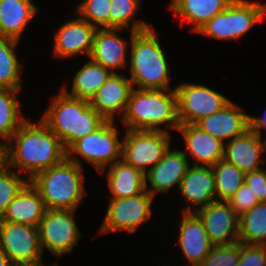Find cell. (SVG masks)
<instances>
[{"label": "cell", "instance_id": "1", "mask_svg": "<svg viewBox=\"0 0 266 266\" xmlns=\"http://www.w3.org/2000/svg\"><path fill=\"white\" fill-rule=\"evenodd\" d=\"M4 157L9 168L25 171L31 180L38 172L61 163L66 158V150L60 138L41 119L38 125L27 119L5 143Z\"/></svg>", "mask_w": 266, "mask_h": 266}, {"label": "cell", "instance_id": "2", "mask_svg": "<svg viewBox=\"0 0 266 266\" xmlns=\"http://www.w3.org/2000/svg\"><path fill=\"white\" fill-rule=\"evenodd\" d=\"M121 121L127 130L167 132L160 125L177 130L180 123L175 88L174 90L133 88Z\"/></svg>", "mask_w": 266, "mask_h": 266}, {"label": "cell", "instance_id": "3", "mask_svg": "<svg viewBox=\"0 0 266 266\" xmlns=\"http://www.w3.org/2000/svg\"><path fill=\"white\" fill-rule=\"evenodd\" d=\"M52 101L40 119L60 138L65 150L107 121L89 101L69 96L62 89Z\"/></svg>", "mask_w": 266, "mask_h": 266}, {"label": "cell", "instance_id": "4", "mask_svg": "<svg viewBox=\"0 0 266 266\" xmlns=\"http://www.w3.org/2000/svg\"><path fill=\"white\" fill-rule=\"evenodd\" d=\"M152 27L131 31L130 80L139 89H169V65Z\"/></svg>", "mask_w": 266, "mask_h": 266}, {"label": "cell", "instance_id": "5", "mask_svg": "<svg viewBox=\"0 0 266 266\" xmlns=\"http://www.w3.org/2000/svg\"><path fill=\"white\" fill-rule=\"evenodd\" d=\"M82 166L65 158L38 172L31 184L39 191L48 210H76L85 195Z\"/></svg>", "mask_w": 266, "mask_h": 266}, {"label": "cell", "instance_id": "6", "mask_svg": "<svg viewBox=\"0 0 266 266\" xmlns=\"http://www.w3.org/2000/svg\"><path fill=\"white\" fill-rule=\"evenodd\" d=\"M265 13V4L234 0L224 11L203 25L197 33L213 39H239L248 33L254 24L262 21Z\"/></svg>", "mask_w": 266, "mask_h": 266}, {"label": "cell", "instance_id": "7", "mask_svg": "<svg viewBox=\"0 0 266 266\" xmlns=\"http://www.w3.org/2000/svg\"><path fill=\"white\" fill-rule=\"evenodd\" d=\"M114 123L112 120H107L91 134L75 141L66 150V158L81 166L79 158L74 155L82 156L103 173L107 169L106 166L113 165L121 158L122 141L118 139V130Z\"/></svg>", "mask_w": 266, "mask_h": 266}, {"label": "cell", "instance_id": "8", "mask_svg": "<svg viewBox=\"0 0 266 266\" xmlns=\"http://www.w3.org/2000/svg\"><path fill=\"white\" fill-rule=\"evenodd\" d=\"M122 140L121 159L147 173L170 148V134L165 131L126 130Z\"/></svg>", "mask_w": 266, "mask_h": 266}, {"label": "cell", "instance_id": "9", "mask_svg": "<svg viewBox=\"0 0 266 266\" xmlns=\"http://www.w3.org/2000/svg\"><path fill=\"white\" fill-rule=\"evenodd\" d=\"M0 248L14 266L43 264L38 227L0 221Z\"/></svg>", "mask_w": 266, "mask_h": 266}, {"label": "cell", "instance_id": "10", "mask_svg": "<svg viewBox=\"0 0 266 266\" xmlns=\"http://www.w3.org/2000/svg\"><path fill=\"white\" fill-rule=\"evenodd\" d=\"M153 198L147 190L133 197L111 198L100 233L136 231L137 227L151 218Z\"/></svg>", "mask_w": 266, "mask_h": 266}, {"label": "cell", "instance_id": "11", "mask_svg": "<svg viewBox=\"0 0 266 266\" xmlns=\"http://www.w3.org/2000/svg\"><path fill=\"white\" fill-rule=\"evenodd\" d=\"M75 210H46L38 225L42 251L45 248L53 255L71 253L80 239V232L72 217ZM44 248V249H43Z\"/></svg>", "mask_w": 266, "mask_h": 266}, {"label": "cell", "instance_id": "12", "mask_svg": "<svg viewBox=\"0 0 266 266\" xmlns=\"http://www.w3.org/2000/svg\"><path fill=\"white\" fill-rule=\"evenodd\" d=\"M175 90L180 124H195L230 102L224 95L200 84L182 83Z\"/></svg>", "mask_w": 266, "mask_h": 266}, {"label": "cell", "instance_id": "13", "mask_svg": "<svg viewBox=\"0 0 266 266\" xmlns=\"http://www.w3.org/2000/svg\"><path fill=\"white\" fill-rule=\"evenodd\" d=\"M183 212L198 215L214 246L239 242V216L231 209L229 202L216 200L194 211L188 206Z\"/></svg>", "mask_w": 266, "mask_h": 266}, {"label": "cell", "instance_id": "14", "mask_svg": "<svg viewBox=\"0 0 266 266\" xmlns=\"http://www.w3.org/2000/svg\"><path fill=\"white\" fill-rule=\"evenodd\" d=\"M187 157L186 151H172L169 148L163 158L155 166L148 168V171L145 174L146 190L155 197V193H163L173 188L176 184L179 189L181 182L190 167ZM148 181L152 186L150 189L147 187Z\"/></svg>", "mask_w": 266, "mask_h": 266}, {"label": "cell", "instance_id": "15", "mask_svg": "<svg viewBox=\"0 0 266 266\" xmlns=\"http://www.w3.org/2000/svg\"><path fill=\"white\" fill-rule=\"evenodd\" d=\"M96 30V27L80 17L67 21V23L60 26L54 36V56L69 58L86 53L89 57Z\"/></svg>", "mask_w": 266, "mask_h": 266}, {"label": "cell", "instance_id": "16", "mask_svg": "<svg viewBox=\"0 0 266 266\" xmlns=\"http://www.w3.org/2000/svg\"><path fill=\"white\" fill-rule=\"evenodd\" d=\"M236 103L230 101L221 110L203 117L195 125L224 143L249 130V116Z\"/></svg>", "mask_w": 266, "mask_h": 266}, {"label": "cell", "instance_id": "17", "mask_svg": "<svg viewBox=\"0 0 266 266\" xmlns=\"http://www.w3.org/2000/svg\"><path fill=\"white\" fill-rule=\"evenodd\" d=\"M132 89L133 85L129 78L121 73H112L89 103L106 120L115 121V113H124Z\"/></svg>", "mask_w": 266, "mask_h": 266}, {"label": "cell", "instance_id": "18", "mask_svg": "<svg viewBox=\"0 0 266 266\" xmlns=\"http://www.w3.org/2000/svg\"><path fill=\"white\" fill-rule=\"evenodd\" d=\"M261 139L257 133L248 130L225 143L223 159L236 165L244 173L262 168L260 165L265 160L259 157L266 152V139Z\"/></svg>", "mask_w": 266, "mask_h": 266}, {"label": "cell", "instance_id": "19", "mask_svg": "<svg viewBox=\"0 0 266 266\" xmlns=\"http://www.w3.org/2000/svg\"><path fill=\"white\" fill-rule=\"evenodd\" d=\"M179 246L191 266H199L214 246L195 212H182Z\"/></svg>", "mask_w": 266, "mask_h": 266}, {"label": "cell", "instance_id": "20", "mask_svg": "<svg viewBox=\"0 0 266 266\" xmlns=\"http://www.w3.org/2000/svg\"><path fill=\"white\" fill-rule=\"evenodd\" d=\"M116 31L120 29L97 28L89 56L92 61L101 64L112 73H116V69L124 68L127 64L126 53L129 46Z\"/></svg>", "mask_w": 266, "mask_h": 266}, {"label": "cell", "instance_id": "21", "mask_svg": "<svg viewBox=\"0 0 266 266\" xmlns=\"http://www.w3.org/2000/svg\"><path fill=\"white\" fill-rule=\"evenodd\" d=\"M177 130L182 133L189 154L195 158V166H202L203 163L212 167L223 159L225 144L216 137L195 124H180Z\"/></svg>", "mask_w": 266, "mask_h": 266}, {"label": "cell", "instance_id": "22", "mask_svg": "<svg viewBox=\"0 0 266 266\" xmlns=\"http://www.w3.org/2000/svg\"><path fill=\"white\" fill-rule=\"evenodd\" d=\"M46 210L39 191L29 182L9 203L0 221L38 227Z\"/></svg>", "mask_w": 266, "mask_h": 266}, {"label": "cell", "instance_id": "23", "mask_svg": "<svg viewBox=\"0 0 266 266\" xmlns=\"http://www.w3.org/2000/svg\"><path fill=\"white\" fill-rule=\"evenodd\" d=\"M179 190L187 202L205 207L216 201L214 171L210 166H191L183 178Z\"/></svg>", "mask_w": 266, "mask_h": 266}, {"label": "cell", "instance_id": "24", "mask_svg": "<svg viewBox=\"0 0 266 266\" xmlns=\"http://www.w3.org/2000/svg\"><path fill=\"white\" fill-rule=\"evenodd\" d=\"M38 8L32 0H0V38L19 41Z\"/></svg>", "mask_w": 266, "mask_h": 266}, {"label": "cell", "instance_id": "25", "mask_svg": "<svg viewBox=\"0 0 266 266\" xmlns=\"http://www.w3.org/2000/svg\"><path fill=\"white\" fill-rule=\"evenodd\" d=\"M108 187L112 198L133 197L146 190L145 174L120 159L108 166Z\"/></svg>", "mask_w": 266, "mask_h": 266}, {"label": "cell", "instance_id": "26", "mask_svg": "<svg viewBox=\"0 0 266 266\" xmlns=\"http://www.w3.org/2000/svg\"><path fill=\"white\" fill-rule=\"evenodd\" d=\"M234 0H172L169 5L175 14L194 23L192 31L198 30L214 16L224 11Z\"/></svg>", "mask_w": 266, "mask_h": 266}, {"label": "cell", "instance_id": "27", "mask_svg": "<svg viewBox=\"0 0 266 266\" xmlns=\"http://www.w3.org/2000/svg\"><path fill=\"white\" fill-rule=\"evenodd\" d=\"M111 74V71L90 59L73 77L71 92L64 86L62 90L69 96L90 101Z\"/></svg>", "mask_w": 266, "mask_h": 266}, {"label": "cell", "instance_id": "28", "mask_svg": "<svg viewBox=\"0 0 266 266\" xmlns=\"http://www.w3.org/2000/svg\"><path fill=\"white\" fill-rule=\"evenodd\" d=\"M239 241L266 246V202H259L239 217Z\"/></svg>", "mask_w": 266, "mask_h": 266}, {"label": "cell", "instance_id": "29", "mask_svg": "<svg viewBox=\"0 0 266 266\" xmlns=\"http://www.w3.org/2000/svg\"><path fill=\"white\" fill-rule=\"evenodd\" d=\"M20 90L0 88V138L7 143L27 120L20 114V101L15 96Z\"/></svg>", "mask_w": 266, "mask_h": 266}, {"label": "cell", "instance_id": "30", "mask_svg": "<svg viewBox=\"0 0 266 266\" xmlns=\"http://www.w3.org/2000/svg\"><path fill=\"white\" fill-rule=\"evenodd\" d=\"M212 169L215 178L216 200L228 202L244 183L245 173L224 159L213 165Z\"/></svg>", "mask_w": 266, "mask_h": 266}, {"label": "cell", "instance_id": "31", "mask_svg": "<svg viewBox=\"0 0 266 266\" xmlns=\"http://www.w3.org/2000/svg\"><path fill=\"white\" fill-rule=\"evenodd\" d=\"M17 40L0 38V88L20 90L22 88L21 66L15 54Z\"/></svg>", "mask_w": 266, "mask_h": 266}, {"label": "cell", "instance_id": "32", "mask_svg": "<svg viewBox=\"0 0 266 266\" xmlns=\"http://www.w3.org/2000/svg\"><path fill=\"white\" fill-rule=\"evenodd\" d=\"M140 0H110L109 28L123 29L129 28L132 22L131 31L141 32L150 29V25L142 20H134Z\"/></svg>", "mask_w": 266, "mask_h": 266}, {"label": "cell", "instance_id": "33", "mask_svg": "<svg viewBox=\"0 0 266 266\" xmlns=\"http://www.w3.org/2000/svg\"><path fill=\"white\" fill-rule=\"evenodd\" d=\"M29 182V179L23 180L18 171L15 172L6 164L0 167V218L5 213L9 203Z\"/></svg>", "mask_w": 266, "mask_h": 266}, {"label": "cell", "instance_id": "34", "mask_svg": "<svg viewBox=\"0 0 266 266\" xmlns=\"http://www.w3.org/2000/svg\"><path fill=\"white\" fill-rule=\"evenodd\" d=\"M76 10L80 14V18L88 21L94 27L109 28L110 0H84Z\"/></svg>", "mask_w": 266, "mask_h": 266}, {"label": "cell", "instance_id": "35", "mask_svg": "<svg viewBox=\"0 0 266 266\" xmlns=\"http://www.w3.org/2000/svg\"><path fill=\"white\" fill-rule=\"evenodd\" d=\"M239 258L240 241L230 245H216L199 266H237Z\"/></svg>", "mask_w": 266, "mask_h": 266}, {"label": "cell", "instance_id": "36", "mask_svg": "<svg viewBox=\"0 0 266 266\" xmlns=\"http://www.w3.org/2000/svg\"><path fill=\"white\" fill-rule=\"evenodd\" d=\"M231 209L240 217L259 203L251 188L244 182L240 189L228 201Z\"/></svg>", "mask_w": 266, "mask_h": 266}, {"label": "cell", "instance_id": "37", "mask_svg": "<svg viewBox=\"0 0 266 266\" xmlns=\"http://www.w3.org/2000/svg\"><path fill=\"white\" fill-rule=\"evenodd\" d=\"M237 266H266V246L240 242V258Z\"/></svg>", "mask_w": 266, "mask_h": 266}, {"label": "cell", "instance_id": "38", "mask_svg": "<svg viewBox=\"0 0 266 266\" xmlns=\"http://www.w3.org/2000/svg\"><path fill=\"white\" fill-rule=\"evenodd\" d=\"M244 182L251 188L259 202H266V172L264 168L245 173Z\"/></svg>", "mask_w": 266, "mask_h": 266}, {"label": "cell", "instance_id": "39", "mask_svg": "<svg viewBox=\"0 0 266 266\" xmlns=\"http://www.w3.org/2000/svg\"><path fill=\"white\" fill-rule=\"evenodd\" d=\"M266 117V116H265ZM249 116V130L261 136V129H266V118Z\"/></svg>", "mask_w": 266, "mask_h": 266}, {"label": "cell", "instance_id": "40", "mask_svg": "<svg viewBox=\"0 0 266 266\" xmlns=\"http://www.w3.org/2000/svg\"><path fill=\"white\" fill-rule=\"evenodd\" d=\"M0 266H14L8 256L0 248Z\"/></svg>", "mask_w": 266, "mask_h": 266}, {"label": "cell", "instance_id": "41", "mask_svg": "<svg viewBox=\"0 0 266 266\" xmlns=\"http://www.w3.org/2000/svg\"><path fill=\"white\" fill-rule=\"evenodd\" d=\"M5 164L4 143L0 142V167Z\"/></svg>", "mask_w": 266, "mask_h": 266}, {"label": "cell", "instance_id": "42", "mask_svg": "<svg viewBox=\"0 0 266 266\" xmlns=\"http://www.w3.org/2000/svg\"><path fill=\"white\" fill-rule=\"evenodd\" d=\"M36 266H44L43 264H40V265H36ZM47 266H49V265H47ZM51 266H58L56 263L53 265H51Z\"/></svg>", "mask_w": 266, "mask_h": 266}]
</instances>
